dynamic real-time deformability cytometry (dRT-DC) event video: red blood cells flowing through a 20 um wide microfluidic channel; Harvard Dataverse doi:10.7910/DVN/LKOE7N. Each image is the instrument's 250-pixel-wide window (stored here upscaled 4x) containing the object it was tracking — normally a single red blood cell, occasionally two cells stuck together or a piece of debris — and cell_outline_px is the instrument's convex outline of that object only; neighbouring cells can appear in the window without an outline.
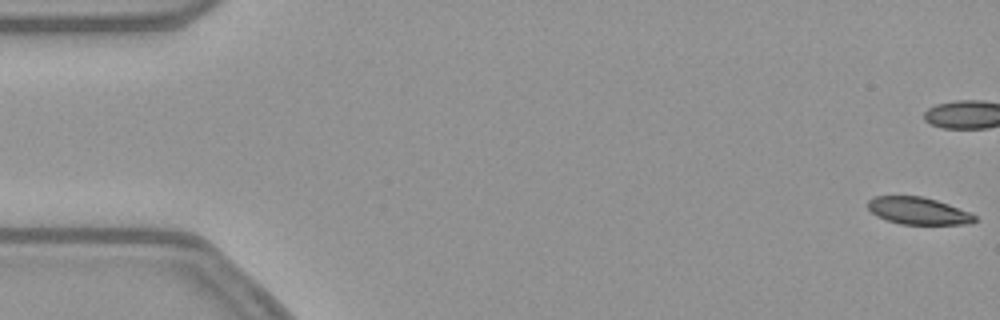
{"species": "common noctule bat (a hibernating species)", "species_latin": "Nyctalus noctula", "temperature_condition": "warm", "stored_images_in_passage": 55, "camera_frame_rate_fps": 3000, "um_per_image_px": 0.085, "animal": {"sex": "female", "body_mass_g": 21.9}, "frame": {"image": 1, "passage_image": 1, "time_ms": 0.0, "image_size_px": [1000, 320], "cell_outline_px": [[976, 220], [968, 224], [900, 224], [876, 216], [868, 208], [868, 200], [876, 196], [924, 196], [948, 204], [968, 212], [976, 216]], "centroid_in_image_um": [78.03, 17.92], "position_along_channel_um": 7.0, "area_um2": 16.76}}
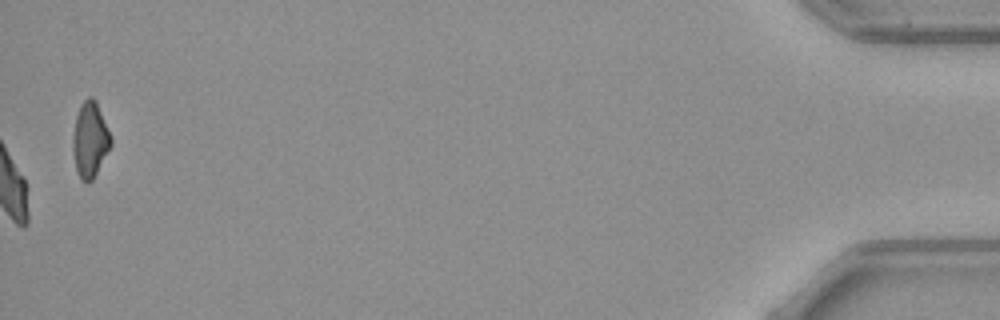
{"frame": {"image": 2, "passage_image": 55, "time_ms": 18.0, "image_size_px": [1000, 320], "cell_outline_px": [[112, 144], [92, 180], [88, 184], [80, 180], [76, 168], [72, 148], [72, 140], [76, 116], [80, 104], [88, 96], [92, 96], [96, 100], [112, 136]], "centroid_in_image_um": [7.65, 11.86], "position_along_channel_um": 427.5, "area_um2": 16.88}, "authors_computed_cell_mechanics": {"area_um2": 19.363, "velocity_mm_per_s": 3.823, "shape_relaxation_time_tau1_ms": 5.1359, "shape_relaxation_time_tau2_ms": 1.7903, "deformation_change_tau1": 0.177, "deformation_change_tau2": 0.0823}}